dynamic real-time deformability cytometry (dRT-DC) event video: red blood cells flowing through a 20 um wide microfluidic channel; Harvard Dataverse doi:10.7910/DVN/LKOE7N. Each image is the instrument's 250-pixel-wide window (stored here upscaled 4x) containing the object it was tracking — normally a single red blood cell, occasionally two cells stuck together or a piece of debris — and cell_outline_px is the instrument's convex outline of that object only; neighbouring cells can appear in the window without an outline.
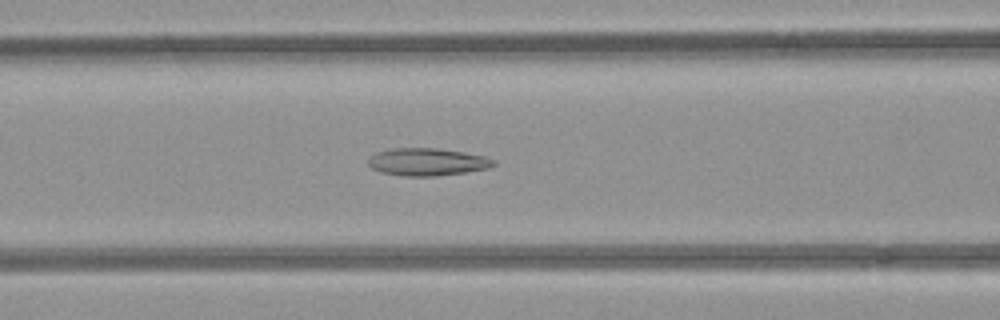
{"species": "common noctule bat (a hibernating species)", "species_latin": "Nyctalus noctula", "temperature_condition": "room temperature", "stored_images_in_passage": 52, "camera_frame_rate_fps": 3000, "um_per_image_px": 0.085, "animal": {"sex": "female", "body_mass_g": 21.9}, "frame": {"image": 1, "passage_image": 21, "time_ms": 6.667, "image_size_px": [1000, 320], "cell_outline_px": [[496, 164], [488, 168], [464, 172], [436, 176], [404, 176], [380, 172], [372, 168], [368, 164], [368, 160], [376, 152], [392, 148], [436, 148], [464, 152], [484, 156], [496, 160]], "centroid_in_image_um": [36.31, 13.76], "position_along_channel_um": 130.3, "area_um2": 20.06}}
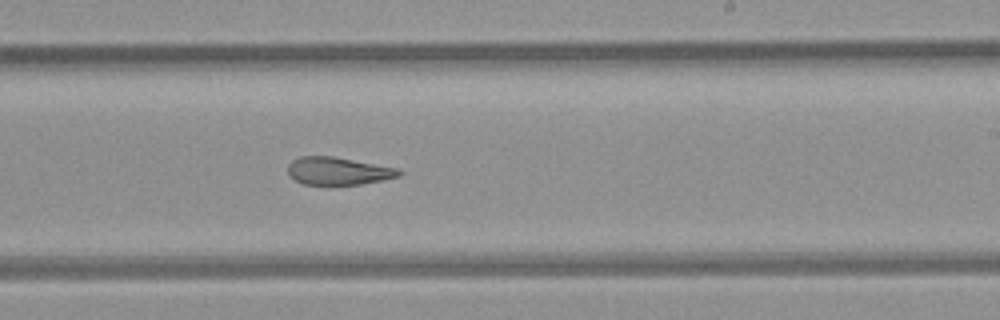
{"frame": {"image": 2, "passage_image": 31, "time_ms": 10.0, "image_size_px": [1000, 320], "cell_outline_px": [[404, 172], [400, 176], [384, 180], [360, 184], [304, 184], [288, 176], [288, 164], [292, 160], [300, 156], [332, 156], [400, 168]], "centroid_in_image_um": [28.78, 14.52], "position_along_channel_um": 260.2, "area_um2": 18.03}}
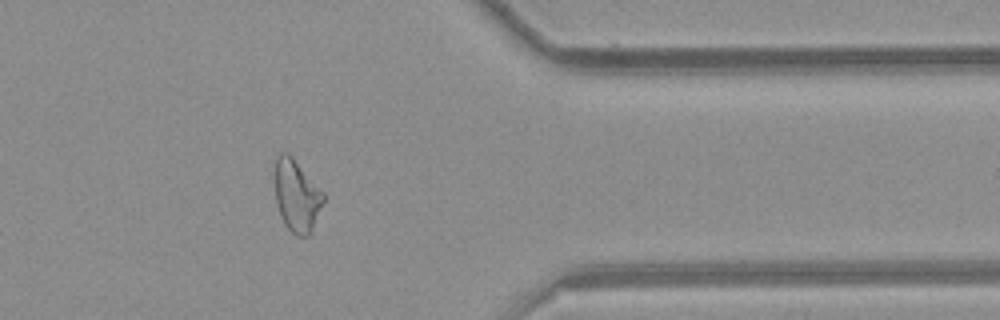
{"frame": {"image": 3, "passage_image": 42, "time_ms": 13.667, "image_size_px": [1000, 320], "cell_outline_px": [[324, 200], [312, 228], [308, 236], [296, 236], [284, 224], [280, 216], [276, 204], [272, 176], [276, 156], [280, 152], [288, 152], [292, 156], [324, 192]], "centroid_in_image_um": [25.15, 16.58], "position_along_channel_um": 386.2, "area_um2": 20.87}, "authors_computed_cell_mechanics": {"area_um2": 21.7328, "velocity_mm_per_s": 3.902, "shape_relaxation_time_tau1_ms": null, "shape_relaxation_time_tau2_ms": 3.6055, "deformation_change_tau1": null, "deformation_change_tau2": 0.1234}}